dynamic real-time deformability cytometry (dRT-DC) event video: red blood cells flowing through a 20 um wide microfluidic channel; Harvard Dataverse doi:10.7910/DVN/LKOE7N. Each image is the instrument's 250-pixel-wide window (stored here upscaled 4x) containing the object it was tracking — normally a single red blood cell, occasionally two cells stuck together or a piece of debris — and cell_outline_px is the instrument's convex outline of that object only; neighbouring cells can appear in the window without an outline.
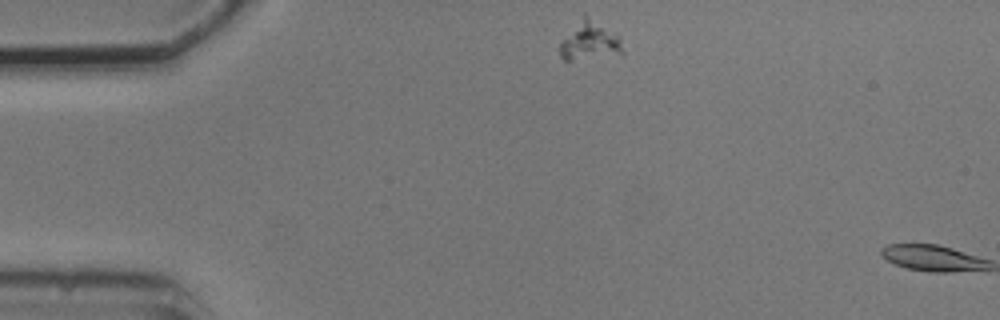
{"species": "common noctule bat (a hibernating species)", "species_latin": "Nyctalus noctula", "temperature_condition": "cold", "stored_images_in_passage": 2, "camera_frame_rate_fps": 3000, "um_per_image_px": 0.085, "animal": {"sex": "male", "body_mass_g": 20.5, "forearm_length_mm": 52.5}, "frame": {"image": 1, "passage_image": 1, "time_ms": 0.0, "image_size_px": [1000, 320], "cell_outline_px": [[624, 56], [572, 60], [564, 60], [560, 56], [560, 44], [584, 12], [616, 32], [620, 36], [624, 52]], "centroid_in_image_um": [50.22, 3.49], "position_along_channel_um": 34.8, "area_um2": 14.74}}